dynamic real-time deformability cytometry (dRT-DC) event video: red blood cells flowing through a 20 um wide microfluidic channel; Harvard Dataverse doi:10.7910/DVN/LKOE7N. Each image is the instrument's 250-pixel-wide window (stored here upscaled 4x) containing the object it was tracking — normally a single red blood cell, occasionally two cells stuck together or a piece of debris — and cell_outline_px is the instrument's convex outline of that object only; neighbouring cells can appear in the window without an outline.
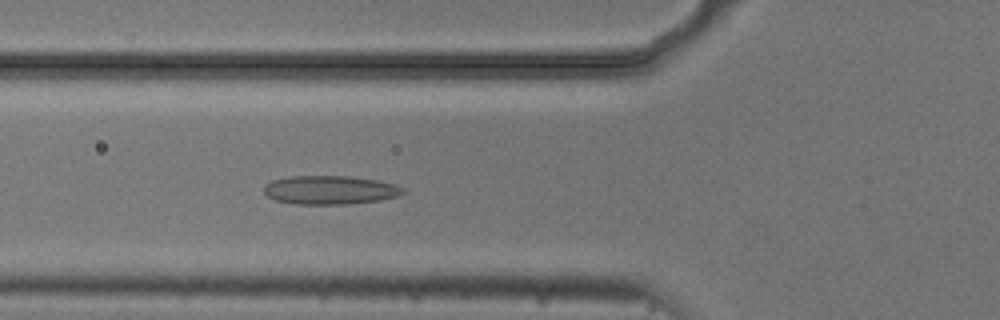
{"species": "common noctule bat (a hibernating species)", "species_latin": "Nyctalus noctula", "temperature_condition": "cold", "stored_images_in_passage": 47, "camera_frame_rate_fps": 3000, "um_per_image_px": 0.085, "animal": {"sex": "male", "body_mass_g": 20.5, "forearm_length_mm": 52.5}, "frame": {"image": 1, "passage_image": 13, "time_ms": 4.0, "image_size_px": [1000, 320], "cell_outline_px": [[404, 192], [400, 196], [380, 200], [348, 204], [296, 204], [276, 200], [268, 196], [264, 192], [264, 184], [272, 180], [292, 176], [348, 176], [376, 180], [396, 184], [404, 188]], "centroid_in_image_um": [28.07, 16.15], "position_along_channel_um": 97.7, "area_um2": 23.29}}
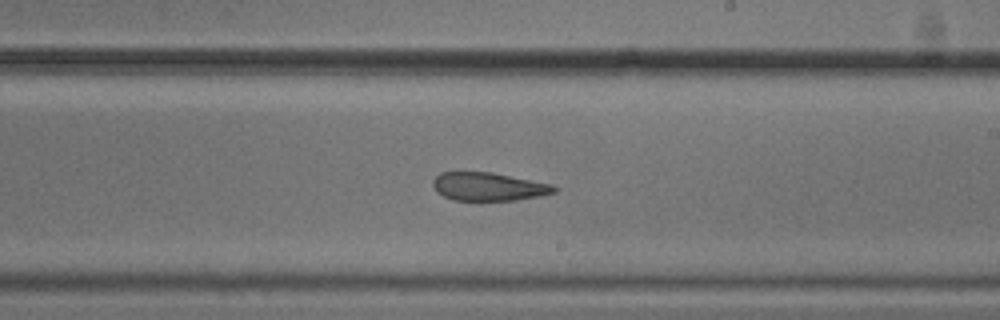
{"frame": {"image": 2, "passage_image": 25, "time_ms": 8.0, "image_size_px": [1000, 320], "cell_outline_px": [[556, 192], [540, 196], [516, 200], [480, 204], [452, 200], [436, 192], [432, 184], [432, 180], [440, 172], [492, 172], [552, 184], [556, 188]], "centroid_in_image_um": [41.48, 15.91], "position_along_channel_um": 247.5, "area_um2": 20.92}}
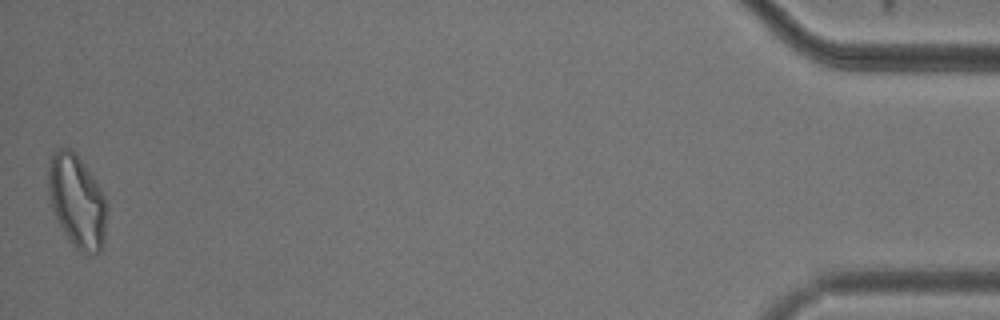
{"frame": {"image": 3, "passage_image": 47, "time_ms": 15.333, "image_size_px": [1000, 320], "cell_outline_px": [[108, 208], [104, 240], [100, 252], [84, 256], [68, 240], [52, 208], [48, 192], [48, 164], [52, 152], [60, 148], [68, 148], [76, 152], [100, 188], [104, 196]], "centroid_in_image_um": [6.55, 17.12], "position_along_channel_um": 428.6, "area_um2": 31.96}, "authors_computed_cell_mechanics": {"area_um2": 23.5246, "velocity_mm_per_s": 3.7312, "shape_relaxation_time_tau1_ms": null, "shape_relaxation_time_tau2_ms": 4.4553, "deformation_change_tau1": null, "deformation_change_tau2": 0.1197}}